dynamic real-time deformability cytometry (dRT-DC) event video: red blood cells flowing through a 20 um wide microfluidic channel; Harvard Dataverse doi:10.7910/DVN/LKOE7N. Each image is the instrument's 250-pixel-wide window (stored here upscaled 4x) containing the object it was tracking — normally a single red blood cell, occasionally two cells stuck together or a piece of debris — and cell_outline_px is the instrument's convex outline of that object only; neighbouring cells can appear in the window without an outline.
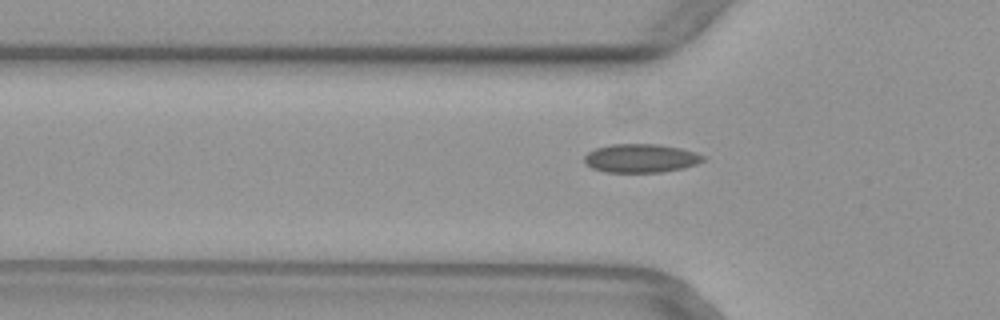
{"species": "common noctule bat (a hibernating species)", "species_latin": "Nyctalus noctula", "temperature_condition": "warm", "stored_images_in_passage": 46, "camera_frame_rate_fps": 3000, "um_per_image_px": 0.085, "animal": {"sex": "female", "body_mass_g": 29.2, "forearm_length_mm": 56.3}, "frame": {"image": 1, "passage_image": 12, "time_ms": 3.667, "image_size_px": [1000, 320], "cell_outline_px": [[704, 160], [696, 164], [684, 168], [660, 172], [604, 172], [592, 168], [584, 160], [584, 156], [588, 152], [596, 148], [612, 144], [656, 144], [680, 148], [704, 156]], "centroid_in_image_um": [54.45, 13.45], "position_along_channel_um": 71.4, "area_um2": 19.59}}
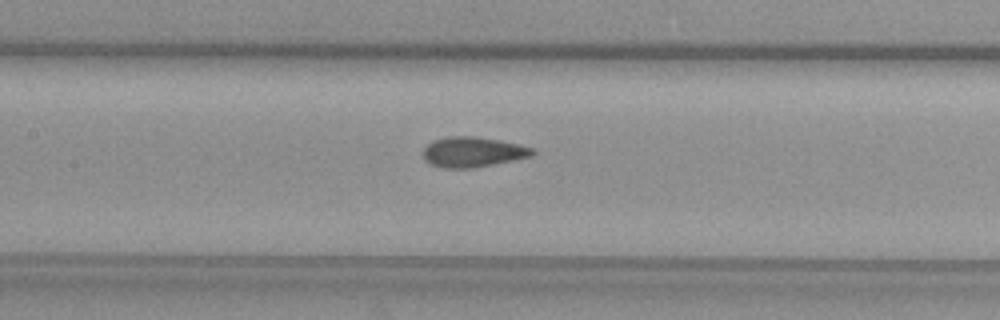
{"frame": {"image": 2, "passage_image": 19, "time_ms": 6.0, "image_size_px": [1000, 320], "cell_outline_px": [[536, 152], [532, 156], [472, 168], [444, 168], [432, 164], [424, 160], [424, 148], [432, 140], [448, 136], [476, 136], [500, 140], [520, 144], [532, 148]], "centroid_in_image_um": [40.19, 12.9], "position_along_channel_um": 167.2, "area_um2": 19.19}}
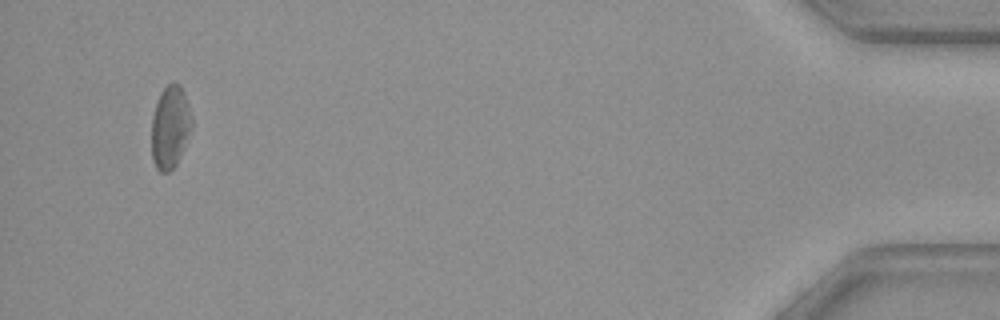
{"frame": {"image": 3, "passage_image": 44, "time_ms": 14.333, "image_size_px": [1000, 320], "cell_outline_px": [[192, 128], [180, 156], [176, 164], [168, 172], [160, 172], [156, 168], [152, 160], [152, 116], [160, 92], [168, 84], [180, 84], [192, 120]], "centroid_in_image_um": [14.44, 10.84], "position_along_channel_um": 420.8, "area_um2": 19.02}}